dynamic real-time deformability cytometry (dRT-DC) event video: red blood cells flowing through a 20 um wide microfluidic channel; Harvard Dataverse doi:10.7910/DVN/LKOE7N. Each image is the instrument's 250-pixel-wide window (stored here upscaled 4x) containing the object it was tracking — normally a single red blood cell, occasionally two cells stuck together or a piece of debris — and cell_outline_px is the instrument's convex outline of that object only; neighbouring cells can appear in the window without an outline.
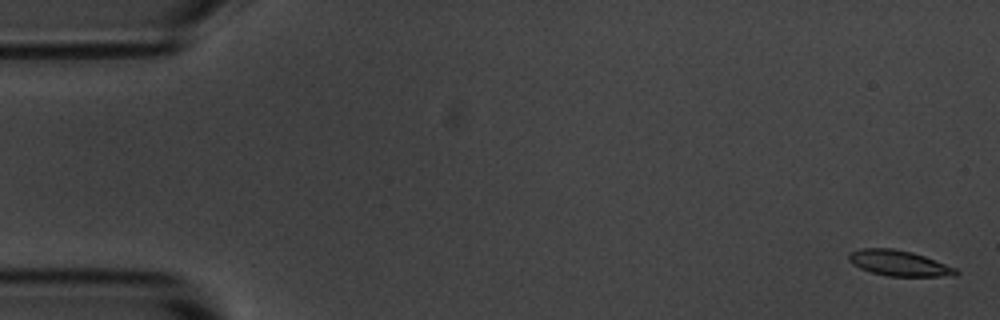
{"species": "common noctule bat (a hibernating species)", "species_latin": "Nyctalus noctula", "temperature_condition": "room temperature", "stored_images_in_passage": 6, "segment_of_instrument_passage": [2, 2], "camera_frame_rate_fps": 3000, "um_per_image_px": 0.085, "animal": {"sex": "male", "body_mass_g": 20.1, "forearm_length_mm": 53.5}, "frame": {"image": 1, "passage_image": 6, "time_ms": 6.0, "image_size_px": [1000, 320], "cell_outline_px": [[960, 272], [956, 276], [888, 276], [872, 272], [860, 268], [852, 264], [848, 260], [848, 252], [860, 248], [892, 248], [912, 252], [924, 256], [956, 268]], "centroid_in_image_um": [76.39, 22.36], "position_along_channel_um": 8.6, "area_um2": 16.01}}